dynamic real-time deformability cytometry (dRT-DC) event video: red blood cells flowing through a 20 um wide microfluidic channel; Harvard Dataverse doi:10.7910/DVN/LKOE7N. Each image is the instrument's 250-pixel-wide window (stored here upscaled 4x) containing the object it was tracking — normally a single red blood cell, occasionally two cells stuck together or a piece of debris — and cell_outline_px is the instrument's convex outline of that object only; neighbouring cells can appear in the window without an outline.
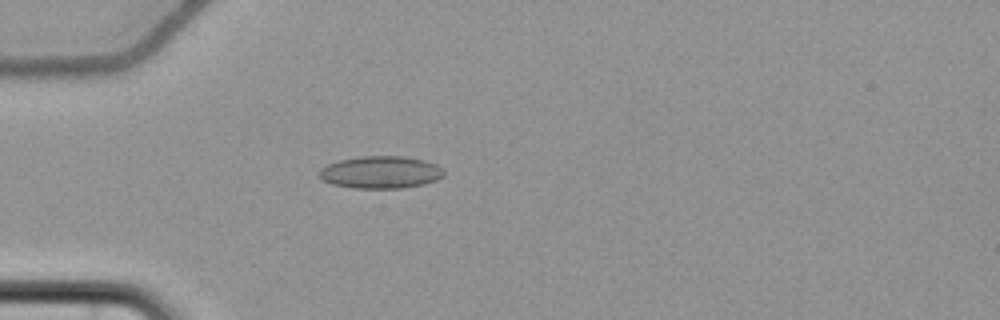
{"species": "common noctule bat (a hibernating species)", "species_latin": "Nyctalus noctula", "temperature_condition": "cold", "stored_images_in_passage": 5, "camera_frame_rate_fps": 3000, "um_per_image_px": 0.085, "animal": {"sex": "female", "body_mass_g": 22.7, "forearm_length_mm": 54.2}, "frame": {"image": 1, "passage_image": 5, "time_ms": 4.667, "image_size_px": [1000, 320], "cell_outline_px": [[444, 176], [436, 180], [424, 184], [400, 188], [352, 188], [332, 184], [324, 180], [320, 176], [320, 168], [328, 164], [340, 160], [364, 156], [400, 156], [424, 160], [436, 164], [444, 168]], "centroid_in_image_um": [32.39, 14.64], "position_along_channel_um": 52.6, "area_um2": 23.41}}